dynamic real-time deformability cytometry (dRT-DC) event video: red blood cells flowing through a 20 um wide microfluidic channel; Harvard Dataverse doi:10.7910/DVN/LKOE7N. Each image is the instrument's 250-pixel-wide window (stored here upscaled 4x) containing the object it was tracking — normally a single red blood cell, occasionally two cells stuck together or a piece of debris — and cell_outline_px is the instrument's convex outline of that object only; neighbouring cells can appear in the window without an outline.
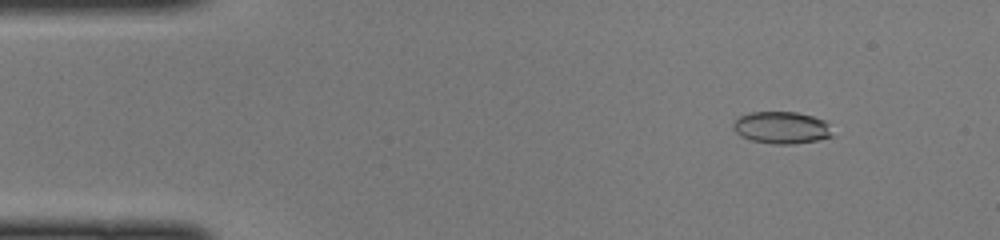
{"species": "common noctule bat (a hibernating species)", "species_latin": "Nyctalus noctula", "temperature_condition": "cold", "stored_images_in_passage": 46, "camera_frame_rate_fps": 3000, "um_per_image_px": 0.085, "animal": {"sex": "female", "body_mass_g": 22.0, "forearm_length_mm": 56.7}, "frame": {"image": 1, "passage_image": 4, "time_ms": 1.0, "image_size_px": [1000, 240], "cell_outline_px": [[832, 136], [816, 140], [792, 144], [772, 144], [752, 140], [740, 136], [732, 128], [732, 124], [740, 116], [748, 112], [796, 112], [812, 116], [824, 120], [828, 124]], "centroid_in_image_um": [66.39, 10.84], "position_along_channel_um": 18.6, "area_um2": 18.44}}
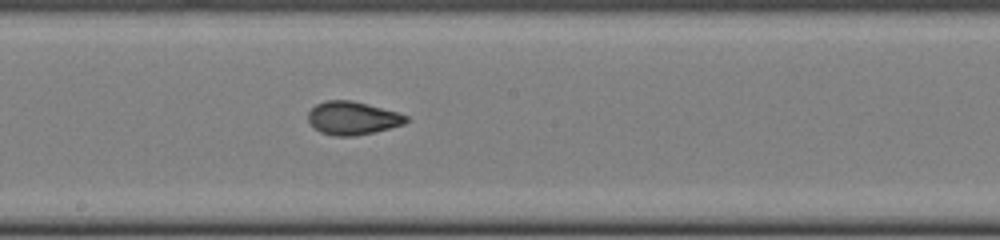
{"frame": {"image": 2, "passage_image": 24, "time_ms": 7.667, "image_size_px": [1000, 240], "cell_outline_px": [[408, 120], [404, 124], [356, 136], [332, 136], [320, 132], [308, 120], [308, 112], [316, 104], [324, 100], [352, 100], [368, 104], [396, 112], [408, 116]], "centroid_in_image_um": [29.94, 10.03], "position_along_channel_um": 218.3, "area_um2": 18.84}}
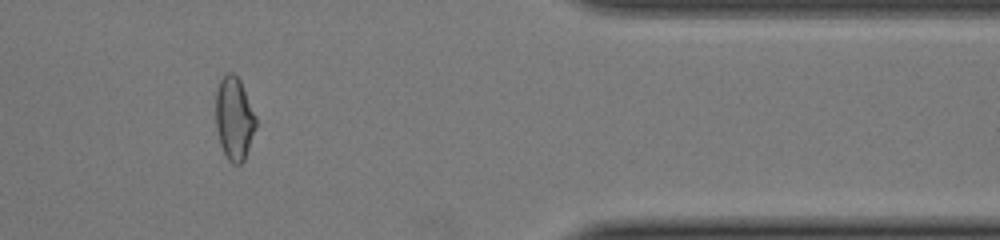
{"frame": {"image": 3, "passage_image": 38, "time_ms": 12.333, "image_size_px": [1000, 240], "cell_outline_px": [[256, 128], [244, 160], [240, 164], [232, 164], [228, 160], [220, 144], [216, 124], [216, 92], [220, 80], [228, 72], [232, 72], [240, 80], [256, 116]], "centroid_in_image_um": [19.91, 10.08], "position_along_channel_um": 391.5, "area_um2": 19.31}}